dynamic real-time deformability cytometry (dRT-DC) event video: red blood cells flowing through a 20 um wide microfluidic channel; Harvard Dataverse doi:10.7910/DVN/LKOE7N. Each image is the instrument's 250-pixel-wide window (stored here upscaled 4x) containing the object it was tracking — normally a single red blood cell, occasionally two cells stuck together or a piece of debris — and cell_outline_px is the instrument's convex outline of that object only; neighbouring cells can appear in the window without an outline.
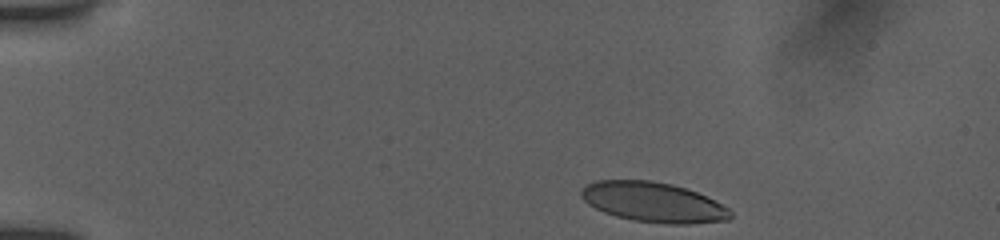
{"species": "human", "species_latin": "Homo sapiens", "temperature_condition": "room temperature", "stored_images_in_passage": 41, "camera_frame_rate_fps": 3000, "um_per_image_px": 0.085, "donor": {"sex": "female"}, "frame": {"image": 1, "passage_image": 1, "time_ms": 0.0, "image_size_px": [1000, 240], "cell_outline_px": [[732, 216], [728, 220], [688, 224], [668, 224], [632, 220], [616, 216], [604, 212], [588, 204], [580, 196], [580, 192], [584, 184], [596, 180], [652, 180], [672, 184], [696, 192], [728, 208], [732, 212]], "centroid_in_image_um": [55.48, 17.18], "position_along_channel_um": 29.5, "area_um2": 34.68}}
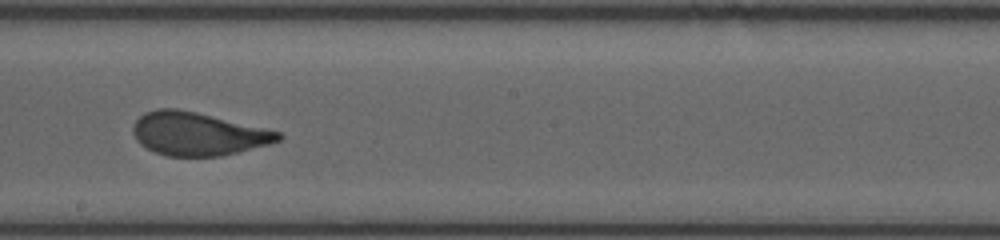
{"frame": {"image": 2, "passage_image": 23, "time_ms": 7.333, "image_size_px": [1000, 240], "cell_outline_px": [[284, 136], [280, 140], [268, 144], [220, 156], [168, 156], [156, 152], [140, 144], [136, 140], [132, 132], [132, 124], [144, 112], [156, 108], [176, 108], [196, 112], [280, 132]], "centroid_in_image_um": [16.76, 11.37], "position_along_channel_um": 231.4, "area_um2": 36.24}}
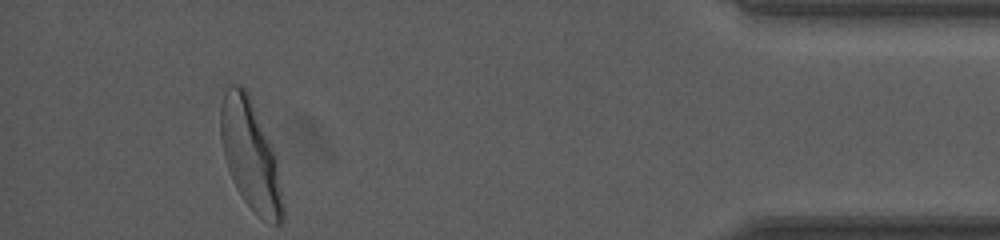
{"frame": {"image": 3, "passage_image": 41, "time_ms": 13.333, "image_size_px": [1000, 240], "cell_outline_px": [[284, 220], [280, 224], [272, 224], [260, 216], [244, 200], [236, 188], [228, 168], [224, 156], [220, 136], [220, 108], [224, 92], [232, 84], [240, 84], [248, 92], [272, 148], [276, 160], [284, 204]], "centroid_in_image_um": [21.28, 13.19], "position_along_channel_um": 413.9, "area_um2": 39.19}, "authors_computed_cell_mechanics": {"area_um2": 36.5874, "velocity_mm_per_s": 3.905, "shape_relaxation_time_tau1_ms": 4.0795, "shape_relaxation_time_tau2_ms": null, "deformation_change_tau1": 0.1742, "deformation_change_tau2": null}}